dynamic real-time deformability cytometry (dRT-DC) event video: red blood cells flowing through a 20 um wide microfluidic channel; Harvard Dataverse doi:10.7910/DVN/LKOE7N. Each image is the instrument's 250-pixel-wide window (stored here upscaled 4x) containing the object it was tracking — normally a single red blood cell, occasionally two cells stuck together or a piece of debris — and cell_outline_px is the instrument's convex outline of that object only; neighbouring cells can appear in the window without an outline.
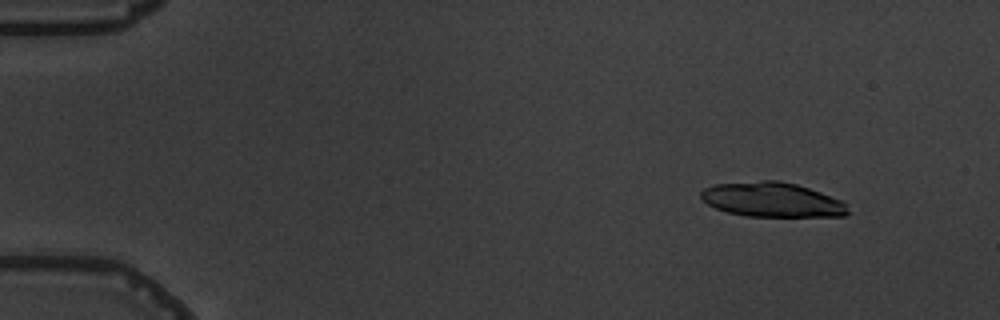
{"species": "common noctule bat (a hibernating species)", "species_latin": "Nyctalus noctula", "temperature_condition": "warm", "stored_images_in_passage": 7, "segment_of_instrument_passage": [1, 2], "camera_frame_rate_fps": 3000, "um_per_image_px": 0.085, "animal": {"sex": "male", "body_mass_g": 19.5, "forearm_length_mm": 54.6}, "frame": {"image": 1, "passage_image": 2, "time_ms": 1.333, "image_size_px": [1000, 320], "cell_outline_px": [[852, 212], [844, 216], [748, 216], [728, 212], [716, 208], [708, 204], [700, 196], [700, 192], [704, 188], [712, 184], [760, 180], [780, 180], [796, 184], [844, 200], [848, 204]], "centroid_in_image_um": [65.68, 16.96], "position_along_channel_um": 19.3, "area_um2": 29.94}}